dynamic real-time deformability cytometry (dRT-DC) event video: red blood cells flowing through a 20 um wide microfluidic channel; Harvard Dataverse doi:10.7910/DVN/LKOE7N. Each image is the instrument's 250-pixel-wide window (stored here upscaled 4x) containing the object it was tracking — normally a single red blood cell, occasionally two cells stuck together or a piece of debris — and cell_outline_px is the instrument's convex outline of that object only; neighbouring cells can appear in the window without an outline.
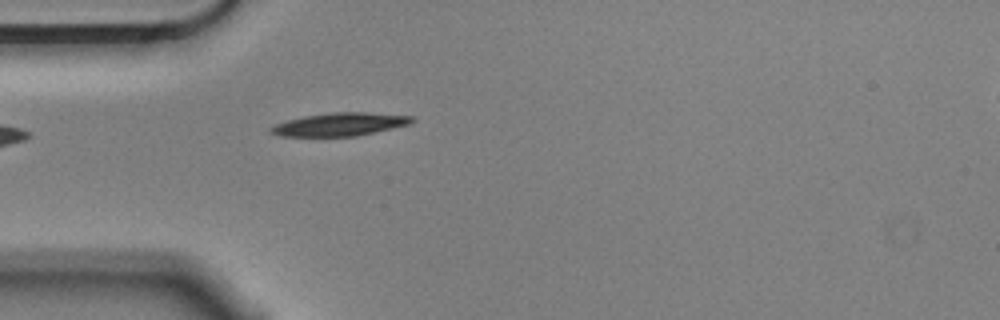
{"species": "Egyptian fruit bat (a non-hibernating species)", "species_latin": "Rousettus aegyptiacus", "temperature_condition": "cold", "stored_images_in_passage": 5, "camera_frame_rate_fps": 3000, "um_per_image_px": 0.085, "animal": {"sex": "male"}, "frame": {"image": 1, "passage_image": 5, "time_ms": 1.333, "image_size_px": [1000, 320], "cell_outline_px": [[416, 120], [412, 124], [356, 136], [280, 136], [268, 132], [268, 128], [276, 124], [288, 120], [304, 116], [332, 112], [368, 112], [412, 116]], "centroid_in_image_um": [28.91, 10.56], "position_along_channel_um": 56.1, "area_um2": 19.07}}